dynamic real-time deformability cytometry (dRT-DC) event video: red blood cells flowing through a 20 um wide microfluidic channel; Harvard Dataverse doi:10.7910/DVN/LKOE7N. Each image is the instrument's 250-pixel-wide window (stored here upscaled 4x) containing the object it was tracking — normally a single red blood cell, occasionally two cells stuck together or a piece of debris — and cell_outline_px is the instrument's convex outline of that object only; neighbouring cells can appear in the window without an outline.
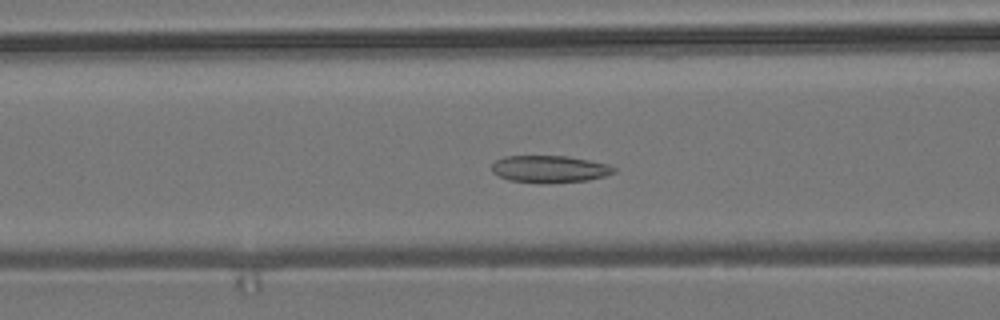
{"species": "common noctule bat (a hibernating species)", "species_latin": "Nyctalus noctula", "temperature_condition": "room temperature", "stored_images_in_passage": 56, "camera_frame_rate_fps": 3000, "um_per_image_px": 0.085, "animal": {"sex": "male", "body_mass_g": 19.2, "forearm_length_mm": 51.8}, "frame": {"image": 1, "passage_image": 22, "time_ms": 7.0, "image_size_px": [1000, 320], "cell_outline_px": [[616, 172], [604, 176], [588, 180], [544, 184], [540, 184], [508, 180], [492, 172], [492, 164], [496, 160], [504, 156], [568, 156], [608, 164], [616, 168]], "centroid_in_image_um": [46.71, 14.38], "position_along_channel_um": 119.9, "area_um2": 19.48}}
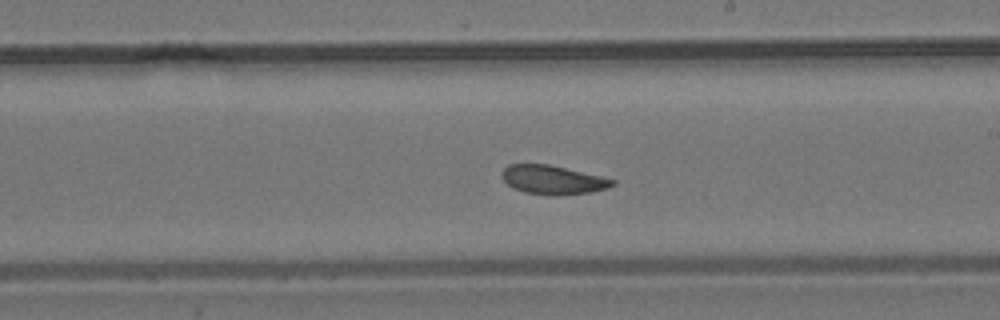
{"frame": {"image": 2, "passage_image": 32, "time_ms": 10.333, "image_size_px": [1000, 320], "cell_outline_px": [[616, 184], [608, 188], [588, 192], [556, 196], [552, 196], [524, 192], [512, 188], [504, 180], [500, 172], [508, 164], [548, 164], [600, 176], [616, 180]], "centroid_in_image_um": [46.97, 15.29], "position_along_channel_um": 242.0, "area_um2": 18.61}}
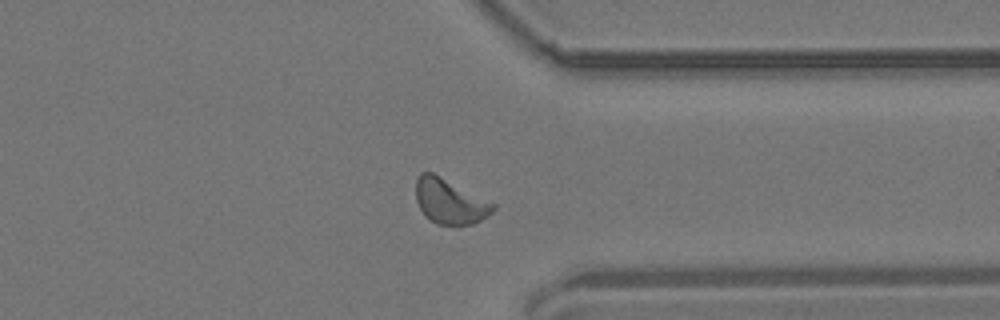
{"frame": {"image": 3, "passage_image": 43, "time_ms": 14.0, "image_size_px": [1000, 320], "cell_outline_px": [[496, 208], [488, 216], [472, 224], [436, 224], [424, 216], [416, 200], [416, 180], [420, 172], [432, 172], [496, 204]], "centroid_in_image_um": [38.22, 17.12], "position_along_channel_um": 373.2, "area_um2": 20.11}, "authors_computed_cell_mechanics": {"area_um2": 19.652, "velocity_mm_per_s": 3.6676, "shape_relaxation_time_tau1_ms": 5.3525, "shape_relaxation_time_tau2_ms": 1.9885, "deformation_change_tau1": 0.0961, "deformation_change_tau2": 0.0638}}